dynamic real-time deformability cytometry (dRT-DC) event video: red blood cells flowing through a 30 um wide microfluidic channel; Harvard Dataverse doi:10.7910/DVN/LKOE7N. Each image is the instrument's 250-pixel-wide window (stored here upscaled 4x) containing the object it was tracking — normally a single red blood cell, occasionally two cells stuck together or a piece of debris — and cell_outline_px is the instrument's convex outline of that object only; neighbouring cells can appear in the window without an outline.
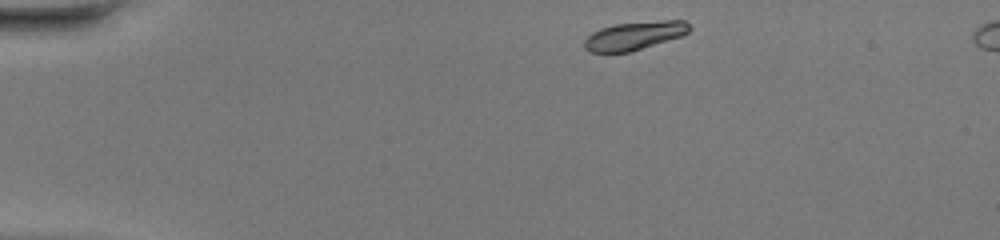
{"species": "common noctule bat (a hibernating species)", "species_latin": "Nyctalus noctula", "temperature_condition": "warm", "stored_images_in_passage": 40, "camera_frame_rate_fps": 3000, "um_per_image_px": 0.085, "animal": {"sex": "female", "body_mass_g": 20.0, "forearm_length_mm": 54.0}, "frame": {"image": 1, "passage_image": 1, "time_ms": 0.0, "image_size_px": [1000, 240], "cell_outline_px": [[692, 28], [688, 32], [680, 36], [628, 52], [592, 52], [584, 48], [584, 40], [592, 32], [600, 28], [616, 24], [664, 20], [684, 20]], "centroid_in_image_um": [53.91, 3.02], "position_along_channel_um": 31.1, "area_um2": 17.05}}
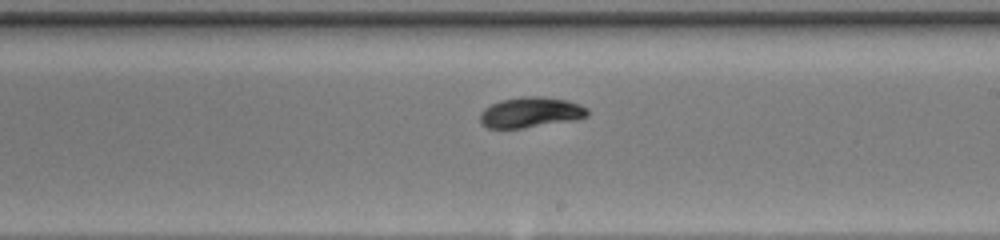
{"frame": {"image": 2, "passage_image": 21, "time_ms": 6.667, "image_size_px": [1000, 240], "cell_outline_px": [[588, 116], [576, 120], [520, 128], [488, 128], [480, 124], [480, 112], [484, 108], [500, 100], [524, 96], [540, 96], [568, 100], [580, 104], [588, 108]], "centroid_in_image_um": [45.11, 9.55], "position_along_channel_um": 243.9, "area_um2": 19.19}}
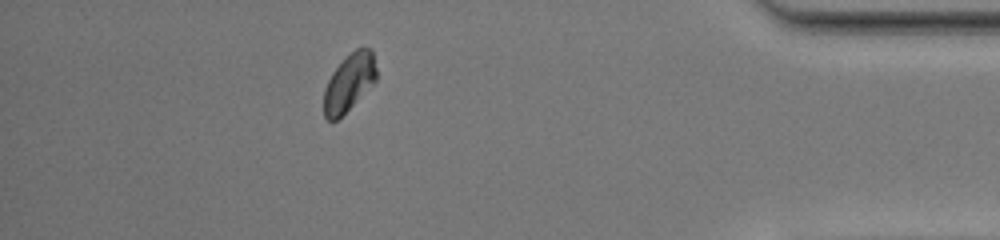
{"frame": {"image": 3, "passage_image": 35, "time_ms": 11.333, "image_size_px": [1000, 240], "cell_outline_px": [[376, 80], [336, 120], [328, 120], [324, 116], [324, 88], [332, 72], [356, 48], [372, 48], [376, 68]], "centroid_in_image_um": [29.67, 6.99], "position_along_channel_um": 405.5, "area_um2": 16.99}, "authors_computed_cell_mechanics": {"area_um2": 18.2937, "velocity_mm_per_s": 4.3018, "shape_relaxation_time_tau1_ms": 1.3414, "shape_relaxation_time_tau2_ms": null, "deformation_change_tau1": 0.1104, "deformation_change_tau2": null}}